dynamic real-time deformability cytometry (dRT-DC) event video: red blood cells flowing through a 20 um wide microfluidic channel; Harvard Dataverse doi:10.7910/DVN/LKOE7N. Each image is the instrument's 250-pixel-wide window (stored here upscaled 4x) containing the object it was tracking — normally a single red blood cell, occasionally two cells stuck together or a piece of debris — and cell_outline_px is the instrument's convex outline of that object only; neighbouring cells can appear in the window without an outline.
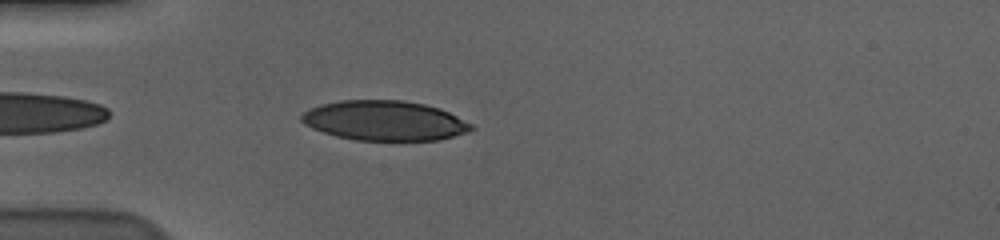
{"species": "human", "species_latin": "Homo sapiens", "temperature_condition": "cold", "stored_images_in_passage": 41, "camera_frame_rate_fps": 3000, "um_per_image_px": 0.085, "donor": {"sex": "male"}, "frame": {"image": 1, "passage_image": 3, "time_ms": 0.667, "image_size_px": [1000, 240], "cell_outline_px": [[476, 128], [468, 132], [436, 140], [356, 140], [336, 136], [312, 128], [304, 124], [300, 120], [300, 116], [308, 108], [320, 104], [340, 100], [404, 100], [424, 104], [440, 108], [472, 124]], "centroid_in_image_um": [32.66, 10.24], "position_along_channel_um": 52.3, "area_um2": 39.42}}
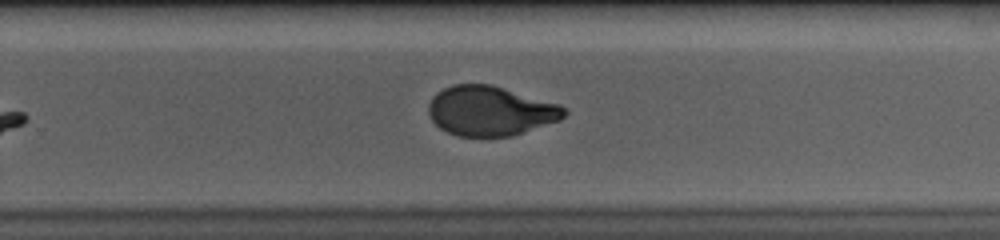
{"frame": {"image": 2, "passage_image": 24, "time_ms": 7.667, "image_size_px": [1000, 240], "cell_outline_px": [[568, 112], [560, 120], [512, 136], [456, 136], [440, 128], [432, 120], [428, 112], [428, 104], [432, 96], [436, 92], [452, 84], [492, 84], [560, 104]], "centroid_in_image_um": [41.67, 9.41], "position_along_channel_um": 288.1, "area_um2": 39.42}}
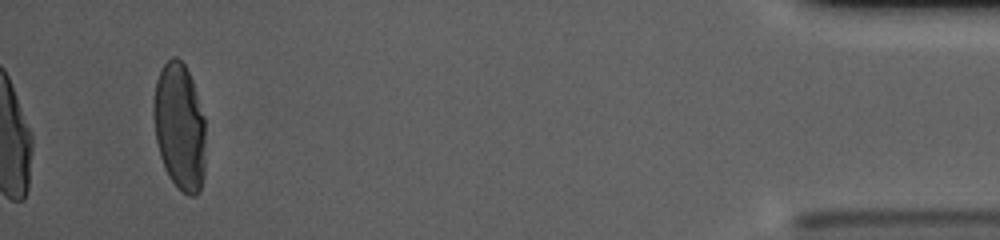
{"frame": {"image": 3, "passage_image": 41, "time_ms": 13.333, "image_size_px": [1000, 240], "cell_outline_px": [[204, 172], [200, 192], [196, 196], [188, 196], [168, 176], [164, 168], [160, 156], [156, 140], [152, 112], [152, 104], [156, 80], [160, 68], [172, 56], [176, 56], [184, 64], [192, 80], [204, 116]], "centroid_in_image_um": [15.24, 10.75], "position_along_channel_um": 420.0, "area_um2": 38.73}, "authors_computed_cell_mechanics": {"area_um2": 40.0554, "velocity_mm_per_s": 3.5784, "shape_relaxation_time_tau1_ms": 5.3976, "shape_relaxation_time_tau2_ms": null, "deformation_change_tau1": 0.1983, "deformation_change_tau2": null}}